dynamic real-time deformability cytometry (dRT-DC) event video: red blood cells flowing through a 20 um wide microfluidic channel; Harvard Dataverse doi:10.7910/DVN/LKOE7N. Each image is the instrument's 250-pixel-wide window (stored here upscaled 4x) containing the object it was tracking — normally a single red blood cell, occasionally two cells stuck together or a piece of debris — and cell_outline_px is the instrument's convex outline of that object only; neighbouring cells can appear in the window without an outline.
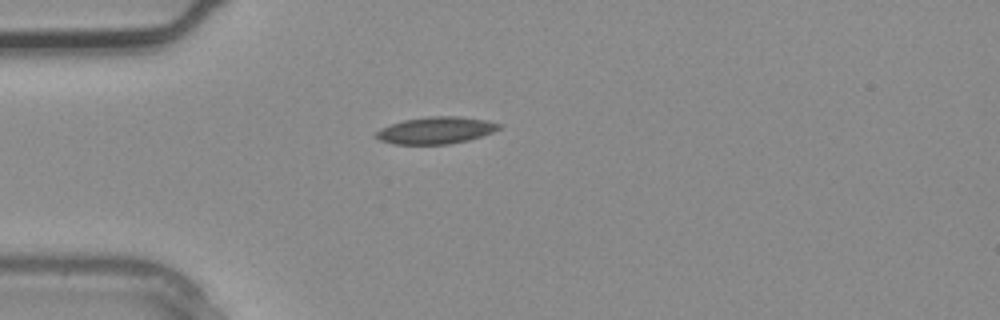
{"species": "common noctule bat (a hibernating species)", "species_latin": "Nyctalus noctula", "temperature_condition": "warm", "stored_images_in_passage": 1, "camera_frame_rate_fps": 3000, "um_per_image_px": 0.085, "animal": {"sex": "male", "body_mass_g": 20.4}, "frame": {"image": 1, "passage_image": 1, "time_ms": 0.0, "image_size_px": [1000, 320], "cell_outline_px": [[504, 124], [500, 128], [492, 132], [468, 140], [448, 144], [396, 144], [380, 140], [376, 136], [376, 132], [380, 128], [404, 120], [428, 116], [460, 116], [484, 120]], "centroid_in_image_um": [37.07, 11.07], "position_along_channel_um": 47.9, "area_um2": 19.13}}